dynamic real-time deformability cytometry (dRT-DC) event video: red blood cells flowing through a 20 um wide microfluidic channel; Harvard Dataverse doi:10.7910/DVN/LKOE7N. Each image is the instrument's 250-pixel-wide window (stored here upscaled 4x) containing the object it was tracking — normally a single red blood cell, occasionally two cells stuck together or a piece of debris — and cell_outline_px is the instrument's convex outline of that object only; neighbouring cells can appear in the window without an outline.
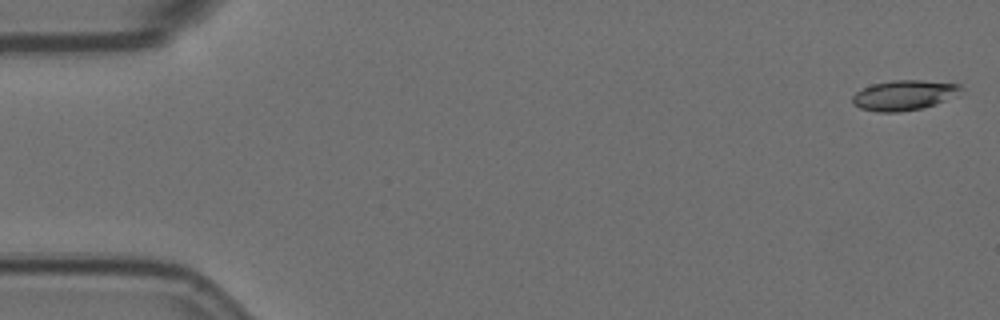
{"species": "Egyptian fruit bat (a non-hibernating species)", "species_latin": "Rousettus aegyptiacus", "temperature_condition": "room temperature", "stored_images_in_passage": 58, "camera_frame_rate_fps": 3000, "um_per_image_px": 0.085, "animal": {"sex": "female"}, "frame": {"image": 1, "passage_image": 2, "time_ms": 0.333, "image_size_px": [1000, 320], "cell_outline_px": [[964, 88], [960, 96], [936, 104], [920, 108], [896, 112], [876, 112], [860, 108], [852, 104], [852, 96], [856, 92], [872, 84], [892, 80], [920, 80], [960, 84]], "centroid_in_image_um": [76.89, 8.09], "position_along_channel_um": 8.1, "area_um2": 19.25}}
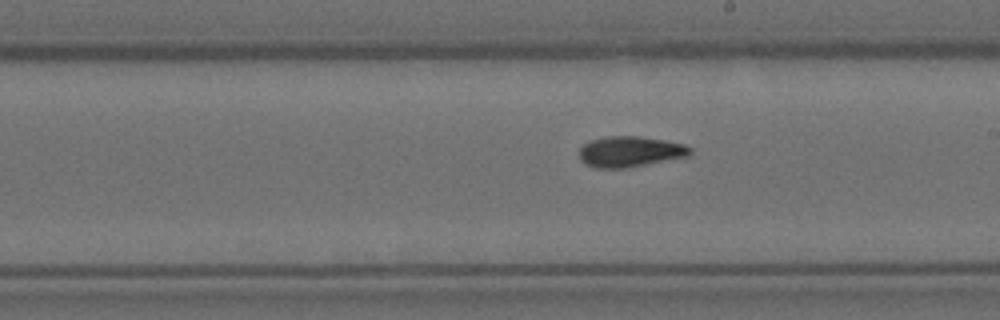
{"frame": {"image": 2, "passage_image": 33, "time_ms": 10.667, "image_size_px": [1000, 320], "cell_outline_px": [[692, 152], [688, 156], [624, 168], [596, 168], [584, 164], [580, 160], [580, 148], [588, 140], [604, 136], [640, 136], [664, 140], [684, 144], [692, 148]], "centroid_in_image_um": [53.52, 12.88], "position_along_channel_um": 235.5, "area_um2": 19.88}}
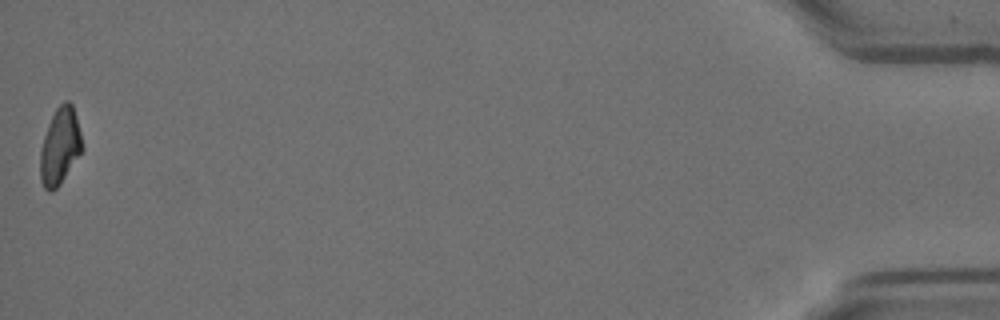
{"frame": {"image": 3, "passage_image": 58, "time_ms": 19.0, "image_size_px": [1000, 320], "cell_outline_px": [[84, 148], [60, 184], [52, 192], [48, 192], [44, 188], [40, 180], [40, 148], [48, 124], [56, 108], [64, 100], [68, 100], [72, 104], [76, 116]], "centroid_in_image_um": [5.09, 12.44], "position_along_channel_um": 430.1, "area_um2": 18.79}, "authors_computed_cell_mechanics": {"area_um2": 19.1896, "velocity_mm_per_s": 3.523, "shape_relaxation_time_tau1_ms": null, "shape_relaxation_time_tau2_ms": 4.4692, "deformation_change_tau1": null, "deformation_change_tau2": 0.1062}}